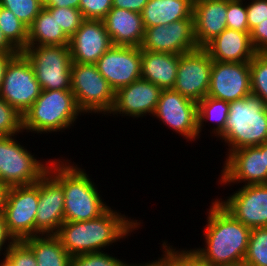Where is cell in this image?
Masks as SVG:
<instances>
[{
	"label": "cell",
	"mask_w": 267,
	"mask_h": 266,
	"mask_svg": "<svg viewBox=\"0 0 267 266\" xmlns=\"http://www.w3.org/2000/svg\"><path fill=\"white\" fill-rule=\"evenodd\" d=\"M70 163L68 159L65 161L54 158L48 168V172L63 188L64 221L81 222L95 219L110 206L103 202L102 195L98 192L100 190L85 169Z\"/></svg>",
	"instance_id": "3"
},
{
	"label": "cell",
	"mask_w": 267,
	"mask_h": 266,
	"mask_svg": "<svg viewBox=\"0 0 267 266\" xmlns=\"http://www.w3.org/2000/svg\"><path fill=\"white\" fill-rule=\"evenodd\" d=\"M0 29L19 52L27 47L28 27L13 12L2 6H0Z\"/></svg>",
	"instance_id": "29"
},
{
	"label": "cell",
	"mask_w": 267,
	"mask_h": 266,
	"mask_svg": "<svg viewBox=\"0 0 267 266\" xmlns=\"http://www.w3.org/2000/svg\"><path fill=\"white\" fill-rule=\"evenodd\" d=\"M178 64L179 54L141 50V78L161 89H173Z\"/></svg>",
	"instance_id": "24"
},
{
	"label": "cell",
	"mask_w": 267,
	"mask_h": 266,
	"mask_svg": "<svg viewBox=\"0 0 267 266\" xmlns=\"http://www.w3.org/2000/svg\"><path fill=\"white\" fill-rule=\"evenodd\" d=\"M71 91L83 114L97 113L105 116L112 110L115 91L98 72L95 64L72 62Z\"/></svg>",
	"instance_id": "7"
},
{
	"label": "cell",
	"mask_w": 267,
	"mask_h": 266,
	"mask_svg": "<svg viewBox=\"0 0 267 266\" xmlns=\"http://www.w3.org/2000/svg\"><path fill=\"white\" fill-rule=\"evenodd\" d=\"M250 37L256 52H267V19L250 32Z\"/></svg>",
	"instance_id": "41"
},
{
	"label": "cell",
	"mask_w": 267,
	"mask_h": 266,
	"mask_svg": "<svg viewBox=\"0 0 267 266\" xmlns=\"http://www.w3.org/2000/svg\"><path fill=\"white\" fill-rule=\"evenodd\" d=\"M265 167H267V141L265 142Z\"/></svg>",
	"instance_id": "50"
},
{
	"label": "cell",
	"mask_w": 267,
	"mask_h": 266,
	"mask_svg": "<svg viewBox=\"0 0 267 266\" xmlns=\"http://www.w3.org/2000/svg\"><path fill=\"white\" fill-rule=\"evenodd\" d=\"M148 262L147 263L144 262L143 264L142 263H139V264L138 263L137 264L136 263H134V264L133 263H127L126 266H159V264L155 260L154 261L152 260L151 262L148 261Z\"/></svg>",
	"instance_id": "49"
},
{
	"label": "cell",
	"mask_w": 267,
	"mask_h": 266,
	"mask_svg": "<svg viewBox=\"0 0 267 266\" xmlns=\"http://www.w3.org/2000/svg\"><path fill=\"white\" fill-rule=\"evenodd\" d=\"M226 28L249 32L245 0H227Z\"/></svg>",
	"instance_id": "36"
},
{
	"label": "cell",
	"mask_w": 267,
	"mask_h": 266,
	"mask_svg": "<svg viewBox=\"0 0 267 266\" xmlns=\"http://www.w3.org/2000/svg\"><path fill=\"white\" fill-rule=\"evenodd\" d=\"M0 52L2 53H19V51L7 40L0 29Z\"/></svg>",
	"instance_id": "45"
},
{
	"label": "cell",
	"mask_w": 267,
	"mask_h": 266,
	"mask_svg": "<svg viewBox=\"0 0 267 266\" xmlns=\"http://www.w3.org/2000/svg\"><path fill=\"white\" fill-rule=\"evenodd\" d=\"M56 18L63 32L70 38L85 20L79 9L70 7H45Z\"/></svg>",
	"instance_id": "33"
},
{
	"label": "cell",
	"mask_w": 267,
	"mask_h": 266,
	"mask_svg": "<svg viewBox=\"0 0 267 266\" xmlns=\"http://www.w3.org/2000/svg\"><path fill=\"white\" fill-rule=\"evenodd\" d=\"M205 49L214 61L250 62L257 53L249 32L226 28L216 36Z\"/></svg>",
	"instance_id": "23"
},
{
	"label": "cell",
	"mask_w": 267,
	"mask_h": 266,
	"mask_svg": "<svg viewBox=\"0 0 267 266\" xmlns=\"http://www.w3.org/2000/svg\"><path fill=\"white\" fill-rule=\"evenodd\" d=\"M16 137L0 136V182L7 188L34 184L48 172L52 161L38 160Z\"/></svg>",
	"instance_id": "6"
},
{
	"label": "cell",
	"mask_w": 267,
	"mask_h": 266,
	"mask_svg": "<svg viewBox=\"0 0 267 266\" xmlns=\"http://www.w3.org/2000/svg\"><path fill=\"white\" fill-rule=\"evenodd\" d=\"M219 175L220 185L267 184L265 167V143L258 146L244 147L230 152L226 156ZM232 183V184H231Z\"/></svg>",
	"instance_id": "12"
},
{
	"label": "cell",
	"mask_w": 267,
	"mask_h": 266,
	"mask_svg": "<svg viewBox=\"0 0 267 266\" xmlns=\"http://www.w3.org/2000/svg\"><path fill=\"white\" fill-rule=\"evenodd\" d=\"M252 94L249 62L214 61L207 96L232 102Z\"/></svg>",
	"instance_id": "17"
},
{
	"label": "cell",
	"mask_w": 267,
	"mask_h": 266,
	"mask_svg": "<svg viewBox=\"0 0 267 266\" xmlns=\"http://www.w3.org/2000/svg\"><path fill=\"white\" fill-rule=\"evenodd\" d=\"M14 242L15 239L9 234L7 230L4 214H0V256H2L3 254V256L5 257L7 250L11 247V245ZM3 250L4 253L2 252Z\"/></svg>",
	"instance_id": "42"
},
{
	"label": "cell",
	"mask_w": 267,
	"mask_h": 266,
	"mask_svg": "<svg viewBox=\"0 0 267 266\" xmlns=\"http://www.w3.org/2000/svg\"><path fill=\"white\" fill-rule=\"evenodd\" d=\"M168 241L162 243V257L155 260L159 266H188V250L170 246ZM168 245V246H167Z\"/></svg>",
	"instance_id": "39"
},
{
	"label": "cell",
	"mask_w": 267,
	"mask_h": 266,
	"mask_svg": "<svg viewBox=\"0 0 267 266\" xmlns=\"http://www.w3.org/2000/svg\"><path fill=\"white\" fill-rule=\"evenodd\" d=\"M23 241L33 251L37 266H71L72 256L56 235H38Z\"/></svg>",
	"instance_id": "27"
},
{
	"label": "cell",
	"mask_w": 267,
	"mask_h": 266,
	"mask_svg": "<svg viewBox=\"0 0 267 266\" xmlns=\"http://www.w3.org/2000/svg\"><path fill=\"white\" fill-rule=\"evenodd\" d=\"M84 115L71 90H42L23 115V132L37 134L63 132ZM25 130V131H24Z\"/></svg>",
	"instance_id": "5"
},
{
	"label": "cell",
	"mask_w": 267,
	"mask_h": 266,
	"mask_svg": "<svg viewBox=\"0 0 267 266\" xmlns=\"http://www.w3.org/2000/svg\"><path fill=\"white\" fill-rule=\"evenodd\" d=\"M112 7V0H80L79 4V10L87 20H103Z\"/></svg>",
	"instance_id": "38"
},
{
	"label": "cell",
	"mask_w": 267,
	"mask_h": 266,
	"mask_svg": "<svg viewBox=\"0 0 267 266\" xmlns=\"http://www.w3.org/2000/svg\"><path fill=\"white\" fill-rule=\"evenodd\" d=\"M112 46L103 20L85 19L70 37L72 62L95 64Z\"/></svg>",
	"instance_id": "20"
},
{
	"label": "cell",
	"mask_w": 267,
	"mask_h": 266,
	"mask_svg": "<svg viewBox=\"0 0 267 266\" xmlns=\"http://www.w3.org/2000/svg\"><path fill=\"white\" fill-rule=\"evenodd\" d=\"M161 91L159 86L140 78L115 92L114 104L108 116L122 114L138 119L153 115Z\"/></svg>",
	"instance_id": "19"
},
{
	"label": "cell",
	"mask_w": 267,
	"mask_h": 266,
	"mask_svg": "<svg viewBox=\"0 0 267 266\" xmlns=\"http://www.w3.org/2000/svg\"><path fill=\"white\" fill-rule=\"evenodd\" d=\"M144 28L193 18L192 0H149L141 12Z\"/></svg>",
	"instance_id": "25"
},
{
	"label": "cell",
	"mask_w": 267,
	"mask_h": 266,
	"mask_svg": "<svg viewBox=\"0 0 267 266\" xmlns=\"http://www.w3.org/2000/svg\"><path fill=\"white\" fill-rule=\"evenodd\" d=\"M142 222L122 215L109 207L99 217L81 222L64 221L56 236L71 255L101 252L106 247L126 239Z\"/></svg>",
	"instance_id": "1"
},
{
	"label": "cell",
	"mask_w": 267,
	"mask_h": 266,
	"mask_svg": "<svg viewBox=\"0 0 267 266\" xmlns=\"http://www.w3.org/2000/svg\"><path fill=\"white\" fill-rule=\"evenodd\" d=\"M41 91L27 57L22 52L14 55L6 65L0 97L23 116Z\"/></svg>",
	"instance_id": "9"
},
{
	"label": "cell",
	"mask_w": 267,
	"mask_h": 266,
	"mask_svg": "<svg viewBox=\"0 0 267 266\" xmlns=\"http://www.w3.org/2000/svg\"><path fill=\"white\" fill-rule=\"evenodd\" d=\"M243 264L267 266V227L251 229Z\"/></svg>",
	"instance_id": "30"
},
{
	"label": "cell",
	"mask_w": 267,
	"mask_h": 266,
	"mask_svg": "<svg viewBox=\"0 0 267 266\" xmlns=\"http://www.w3.org/2000/svg\"><path fill=\"white\" fill-rule=\"evenodd\" d=\"M18 53H2L0 52V88L3 82L4 72L9 60Z\"/></svg>",
	"instance_id": "46"
},
{
	"label": "cell",
	"mask_w": 267,
	"mask_h": 266,
	"mask_svg": "<svg viewBox=\"0 0 267 266\" xmlns=\"http://www.w3.org/2000/svg\"><path fill=\"white\" fill-rule=\"evenodd\" d=\"M0 6L13 12L20 21L29 27L44 8V2L41 0H0Z\"/></svg>",
	"instance_id": "32"
},
{
	"label": "cell",
	"mask_w": 267,
	"mask_h": 266,
	"mask_svg": "<svg viewBox=\"0 0 267 266\" xmlns=\"http://www.w3.org/2000/svg\"><path fill=\"white\" fill-rule=\"evenodd\" d=\"M251 1V2H250ZM246 1L247 22L249 33L260 23L267 19V0Z\"/></svg>",
	"instance_id": "40"
},
{
	"label": "cell",
	"mask_w": 267,
	"mask_h": 266,
	"mask_svg": "<svg viewBox=\"0 0 267 266\" xmlns=\"http://www.w3.org/2000/svg\"><path fill=\"white\" fill-rule=\"evenodd\" d=\"M223 266H245L243 263H237L233 265H223Z\"/></svg>",
	"instance_id": "52"
},
{
	"label": "cell",
	"mask_w": 267,
	"mask_h": 266,
	"mask_svg": "<svg viewBox=\"0 0 267 266\" xmlns=\"http://www.w3.org/2000/svg\"><path fill=\"white\" fill-rule=\"evenodd\" d=\"M22 53L31 63L42 90H71L69 45L27 46Z\"/></svg>",
	"instance_id": "8"
},
{
	"label": "cell",
	"mask_w": 267,
	"mask_h": 266,
	"mask_svg": "<svg viewBox=\"0 0 267 266\" xmlns=\"http://www.w3.org/2000/svg\"><path fill=\"white\" fill-rule=\"evenodd\" d=\"M103 23L114 46L140 47L145 28L140 13L112 7Z\"/></svg>",
	"instance_id": "22"
},
{
	"label": "cell",
	"mask_w": 267,
	"mask_h": 266,
	"mask_svg": "<svg viewBox=\"0 0 267 266\" xmlns=\"http://www.w3.org/2000/svg\"><path fill=\"white\" fill-rule=\"evenodd\" d=\"M149 0H112L113 7L140 13Z\"/></svg>",
	"instance_id": "43"
},
{
	"label": "cell",
	"mask_w": 267,
	"mask_h": 266,
	"mask_svg": "<svg viewBox=\"0 0 267 266\" xmlns=\"http://www.w3.org/2000/svg\"><path fill=\"white\" fill-rule=\"evenodd\" d=\"M80 0H46L44 7H70L79 9Z\"/></svg>",
	"instance_id": "44"
},
{
	"label": "cell",
	"mask_w": 267,
	"mask_h": 266,
	"mask_svg": "<svg viewBox=\"0 0 267 266\" xmlns=\"http://www.w3.org/2000/svg\"><path fill=\"white\" fill-rule=\"evenodd\" d=\"M227 0L193 3L194 35L198 48H205L226 29Z\"/></svg>",
	"instance_id": "21"
},
{
	"label": "cell",
	"mask_w": 267,
	"mask_h": 266,
	"mask_svg": "<svg viewBox=\"0 0 267 266\" xmlns=\"http://www.w3.org/2000/svg\"><path fill=\"white\" fill-rule=\"evenodd\" d=\"M198 114V138L201 135L204 122H214L215 126L210 131L216 138L225 130L228 115H229V102L206 96L197 103ZM208 120V121H207Z\"/></svg>",
	"instance_id": "28"
},
{
	"label": "cell",
	"mask_w": 267,
	"mask_h": 266,
	"mask_svg": "<svg viewBox=\"0 0 267 266\" xmlns=\"http://www.w3.org/2000/svg\"><path fill=\"white\" fill-rule=\"evenodd\" d=\"M95 65L116 92L141 78V48L112 45Z\"/></svg>",
	"instance_id": "16"
},
{
	"label": "cell",
	"mask_w": 267,
	"mask_h": 266,
	"mask_svg": "<svg viewBox=\"0 0 267 266\" xmlns=\"http://www.w3.org/2000/svg\"><path fill=\"white\" fill-rule=\"evenodd\" d=\"M23 133V116L0 97V136Z\"/></svg>",
	"instance_id": "34"
},
{
	"label": "cell",
	"mask_w": 267,
	"mask_h": 266,
	"mask_svg": "<svg viewBox=\"0 0 267 266\" xmlns=\"http://www.w3.org/2000/svg\"><path fill=\"white\" fill-rule=\"evenodd\" d=\"M0 266H11L4 259L0 262Z\"/></svg>",
	"instance_id": "51"
},
{
	"label": "cell",
	"mask_w": 267,
	"mask_h": 266,
	"mask_svg": "<svg viewBox=\"0 0 267 266\" xmlns=\"http://www.w3.org/2000/svg\"><path fill=\"white\" fill-rule=\"evenodd\" d=\"M233 193L225 200H216L244 226L267 227V184L243 185Z\"/></svg>",
	"instance_id": "15"
},
{
	"label": "cell",
	"mask_w": 267,
	"mask_h": 266,
	"mask_svg": "<svg viewBox=\"0 0 267 266\" xmlns=\"http://www.w3.org/2000/svg\"><path fill=\"white\" fill-rule=\"evenodd\" d=\"M70 38L63 32L61 26L45 7L35 17L28 27L27 46H67Z\"/></svg>",
	"instance_id": "26"
},
{
	"label": "cell",
	"mask_w": 267,
	"mask_h": 266,
	"mask_svg": "<svg viewBox=\"0 0 267 266\" xmlns=\"http://www.w3.org/2000/svg\"><path fill=\"white\" fill-rule=\"evenodd\" d=\"M229 148L226 156L244 147L258 146L267 141V105L258 96L250 94L229 102L225 130L217 137Z\"/></svg>",
	"instance_id": "4"
},
{
	"label": "cell",
	"mask_w": 267,
	"mask_h": 266,
	"mask_svg": "<svg viewBox=\"0 0 267 266\" xmlns=\"http://www.w3.org/2000/svg\"><path fill=\"white\" fill-rule=\"evenodd\" d=\"M39 202V180L32 185L9 187L4 202V218L15 241L35 236V219Z\"/></svg>",
	"instance_id": "10"
},
{
	"label": "cell",
	"mask_w": 267,
	"mask_h": 266,
	"mask_svg": "<svg viewBox=\"0 0 267 266\" xmlns=\"http://www.w3.org/2000/svg\"><path fill=\"white\" fill-rule=\"evenodd\" d=\"M251 92L267 105V52H257L249 62Z\"/></svg>",
	"instance_id": "31"
},
{
	"label": "cell",
	"mask_w": 267,
	"mask_h": 266,
	"mask_svg": "<svg viewBox=\"0 0 267 266\" xmlns=\"http://www.w3.org/2000/svg\"><path fill=\"white\" fill-rule=\"evenodd\" d=\"M7 187L0 182V214L4 212V202L6 198Z\"/></svg>",
	"instance_id": "48"
},
{
	"label": "cell",
	"mask_w": 267,
	"mask_h": 266,
	"mask_svg": "<svg viewBox=\"0 0 267 266\" xmlns=\"http://www.w3.org/2000/svg\"><path fill=\"white\" fill-rule=\"evenodd\" d=\"M188 266H212V265L203 261L191 249L190 250L188 249Z\"/></svg>",
	"instance_id": "47"
},
{
	"label": "cell",
	"mask_w": 267,
	"mask_h": 266,
	"mask_svg": "<svg viewBox=\"0 0 267 266\" xmlns=\"http://www.w3.org/2000/svg\"><path fill=\"white\" fill-rule=\"evenodd\" d=\"M208 211L203 234L205 246L191 250L212 266L243 263L251 228L236 220L217 200Z\"/></svg>",
	"instance_id": "2"
},
{
	"label": "cell",
	"mask_w": 267,
	"mask_h": 266,
	"mask_svg": "<svg viewBox=\"0 0 267 266\" xmlns=\"http://www.w3.org/2000/svg\"><path fill=\"white\" fill-rule=\"evenodd\" d=\"M3 259L11 266H37L33 251L24 241H15Z\"/></svg>",
	"instance_id": "37"
},
{
	"label": "cell",
	"mask_w": 267,
	"mask_h": 266,
	"mask_svg": "<svg viewBox=\"0 0 267 266\" xmlns=\"http://www.w3.org/2000/svg\"><path fill=\"white\" fill-rule=\"evenodd\" d=\"M127 262L108 252H91L72 256L71 266H126Z\"/></svg>",
	"instance_id": "35"
},
{
	"label": "cell",
	"mask_w": 267,
	"mask_h": 266,
	"mask_svg": "<svg viewBox=\"0 0 267 266\" xmlns=\"http://www.w3.org/2000/svg\"><path fill=\"white\" fill-rule=\"evenodd\" d=\"M212 64L205 48L180 54L173 90L198 103L208 94Z\"/></svg>",
	"instance_id": "11"
},
{
	"label": "cell",
	"mask_w": 267,
	"mask_h": 266,
	"mask_svg": "<svg viewBox=\"0 0 267 266\" xmlns=\"http://www.w3.org/2000/svg\"><path fill=\"white\" fill-rule=\"evenodd\" d=\"M151 117H156L187 141L198 139L197 103L173 89H162Z\"/></svg>",
	"instance_id": "13"
},
{
	"label": "cell",
	"mask_w": 267,
	"mask_h": 266,
	"mask_svg": "<svg viewBox=\"0 0 267 266\" xmlns=\"http://www.w3.org/2000/svg\"><path fill=\"white\" fill-rule=\"evenodd\" d=\"M141 50L183 54L196 50L194 19H182L167 25H157L145 29Z\"/></svg>",
	"instance_id": "14"
},
{
	"label": "cell",
	"mask_w": 267,
	"mask_h": 266,
	"mask_svg": "<svg viewBox=\"0 0 267 266\" xmlns=\"http://www.w3.org/2000/svg\"><path fill=\"white\" fill-rule=\"evenodd\" d=\"M64 222L62 185L47 172L39 179V202L35 219V236L56 235Z\"/></svg>",
	"instance_id": "18"
}]
</instances>
